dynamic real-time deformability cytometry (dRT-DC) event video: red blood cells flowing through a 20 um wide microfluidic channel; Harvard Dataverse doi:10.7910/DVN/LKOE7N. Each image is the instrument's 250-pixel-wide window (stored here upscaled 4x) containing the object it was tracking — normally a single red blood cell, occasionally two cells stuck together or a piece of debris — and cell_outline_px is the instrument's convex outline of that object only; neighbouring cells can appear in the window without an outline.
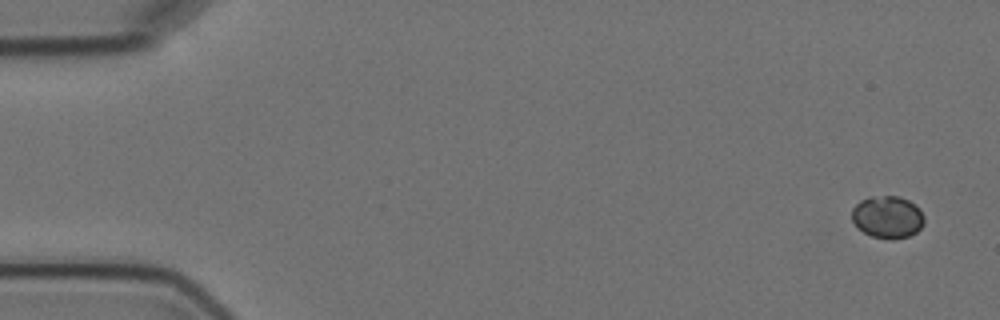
{"species": "Egyptian fruit bat (a non-hibernating species)", "species_latin": "Rousettus aegyptiacus", "temperature_condition": "cold", "stored_images_in_passage": 5, "camera_frame_rate_fps": 3000, "um_per_image_px": 0.085, "animal": {"sex": "female"}, "frame": {"image": 1, "passage_image": 1, "time_ms": 0.0, "image_size_px": [1000, 320], "cell_outline_px": [[924, 224], [916, 232], [908, 236], [892, 240], [888, 240], [872, 236], [864, 232], [852, 220], [852, 208], [860, 200], [868, 196], [900, 196], [916, 204], [920, 208], [924, 216]], "centroid_in_image_um": [75.46, 18.43], "position_along_channel_um": 9.5, "area_um2": 18.03}}